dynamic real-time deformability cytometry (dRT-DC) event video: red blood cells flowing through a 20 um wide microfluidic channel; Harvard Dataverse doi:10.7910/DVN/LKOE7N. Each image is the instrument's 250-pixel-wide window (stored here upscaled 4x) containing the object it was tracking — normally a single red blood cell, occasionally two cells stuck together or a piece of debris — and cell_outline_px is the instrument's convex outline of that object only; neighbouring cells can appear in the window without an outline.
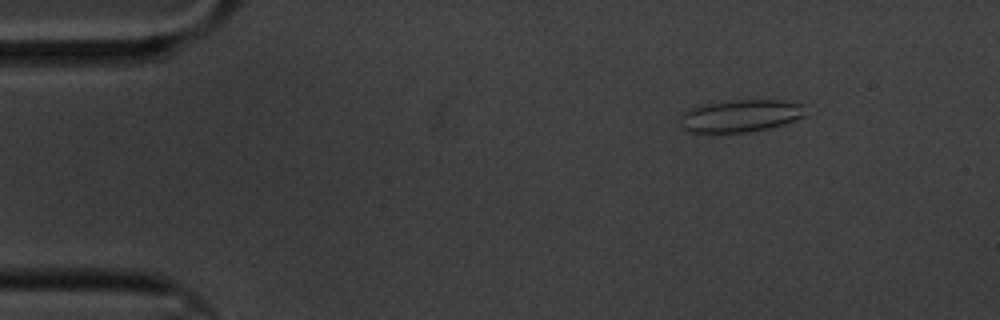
{"species": "common noctule bat (a hibernating species)", "species_latin": "Nyctalus noctula", "temperature_condition": "cold", "stored_images_in_passage": 55, "camera_frame_rate_fps": 3000, "um_per_image_px": 0.085, "animal": {"sex": "male", "body_mass_g": 20.1, "forearm_length_mm": 53.5}, "frame": {"image": 1, "passage_image": 3, "time_ms": 0.667, "image_size_px": [1000, 320], "cell_outline_px": [[808, 116], [784, 124], [768, 128], [748, 132], [712, 136], [688, 132], [684, 128], [680, 120], [680, 116], [688, 108], [700, 104], [740, 100], [784, 100], [804, 104]], "centroid_in_image_um": [62.92, 9.88], "position_along_channel_um": 22.1, "area_um2": 24.74}}
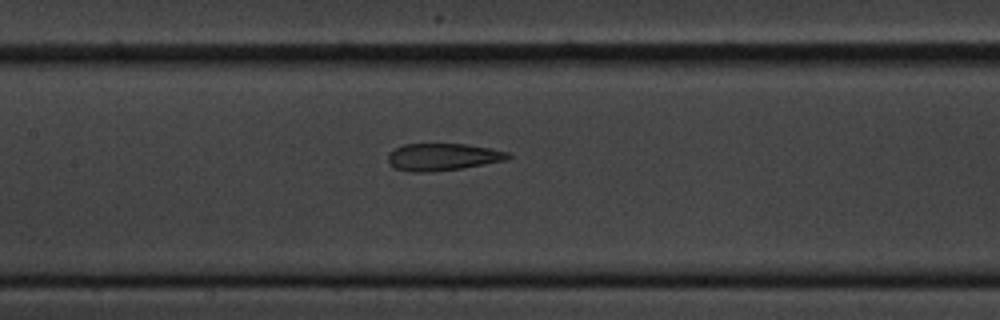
{"frame": {"image": 2, "passage_image": 23, "time_ms": 7.333, "image_size_px": [1000, 320], "cell_outline_px": [[512, 156], [508, 160], [460, 168], [428, 172], [412, 172], [392, 168], [388, 164], [388, 152], [404, 144], [468, 144], [492, 148], [508, 152]], "centroid_in_image_um": [37.62, 13.34], "position_along_channel_um": 169.8, "area_um2": 19.19}}
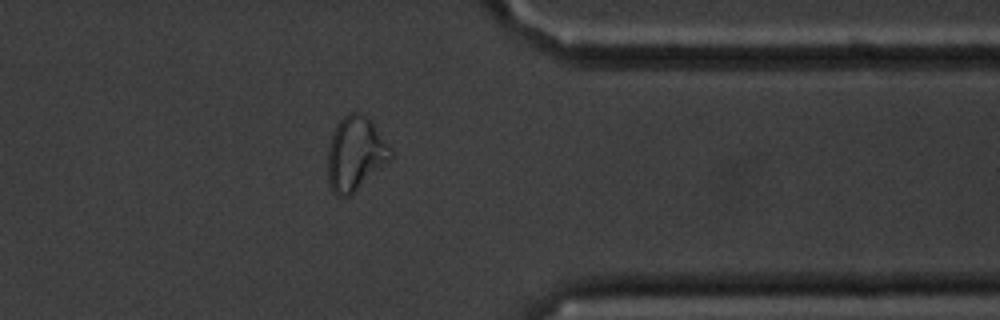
{"frame": {"image": 3, "passage_image": 43, "time_ms": 14.0, "image_size_px": [1000, 320], "cell_outline_px": [[392, 156], [388, 160], [348, 196], [336, 196], [332, 192], [328, 184], [328, 144], [332, 132], [336, 124], [348, 112], [360, 112], [372, 120], [392, 148]], "centroid_in_image_um": [30.17, 13.0], "position_along_channel_um": 381.2, "area_um2": 26.99}, "authors_computed_cell_mechanics": {"area_um2": 21.675, "velocity_mm_per_s": 3.3204, "shape_relaxation_time_tau1_ms": null, "shape_relaxation_time_tau2_ms": 1.5135, "deformation_change_tau1": null, "deformation_change_tau2": 0.093}}